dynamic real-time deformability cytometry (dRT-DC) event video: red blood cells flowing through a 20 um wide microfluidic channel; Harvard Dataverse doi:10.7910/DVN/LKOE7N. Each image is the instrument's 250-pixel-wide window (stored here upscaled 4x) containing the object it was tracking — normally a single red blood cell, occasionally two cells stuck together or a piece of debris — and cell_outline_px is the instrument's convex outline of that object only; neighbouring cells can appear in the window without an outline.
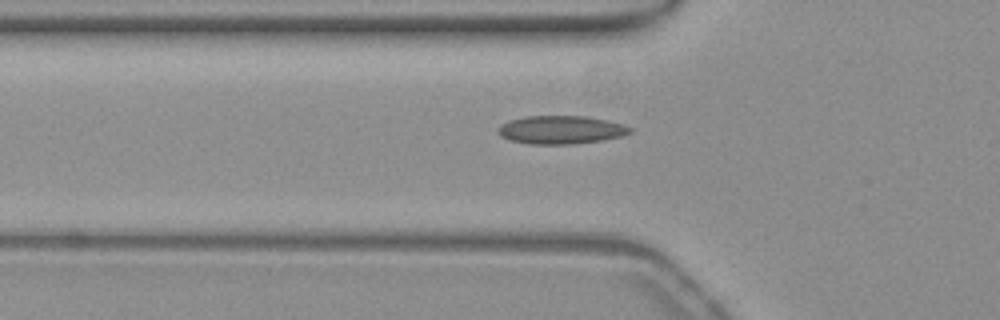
{"species": "common noctule bat (a hibernating species)", "species_latin": "Nyctalus noctula", "temperature_condition": "warm", "stored_images_in_passage": 37, "camera_frame_rate_fps": 3000, "um_per_image_px": 0.085, "animal": {"sex": "female", "body_mass_g": 19.3, "forearm_length_mm": 54.1}, "frame": {"image": 1, "passage_image": 3, "time_ms": 0.667, "image_size_px": [1000, 320], "cell_outline_px": [[632, 132], [620, 136], [604, 140], [572, 144], [528, 144], [508, 140], [500, 136], [496, 132], [496, 128], [500, 124], [508, 120], [524, 116], [588, 116], [608, 120], [624, 124], [632, 128]], "centroid_in_image_um": [47.63, 11.03], "position_along_channel_um": 78.2, "area_um2": 22.14}}
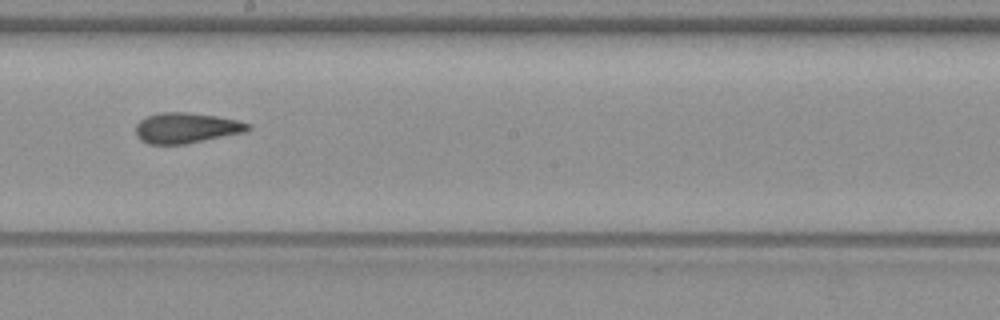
{"frame": {"image": 2, "passage_image": 15, "time_ms": 4.667, "image_size_px": [1000, 320], "cell_outline_px": [[252, 128], [244, 132], [184, 144], [148, 144], [140, 140], [136, 136], [136, 124], [140, 120], [148, 116], [160, 112], [184, 112], [216, 116], [240, 120], [252, 124]], "centroid_in_image_um": [15.84, 10.87], "position_along_channel_um": 232.4, "area_um2": 19.94}}
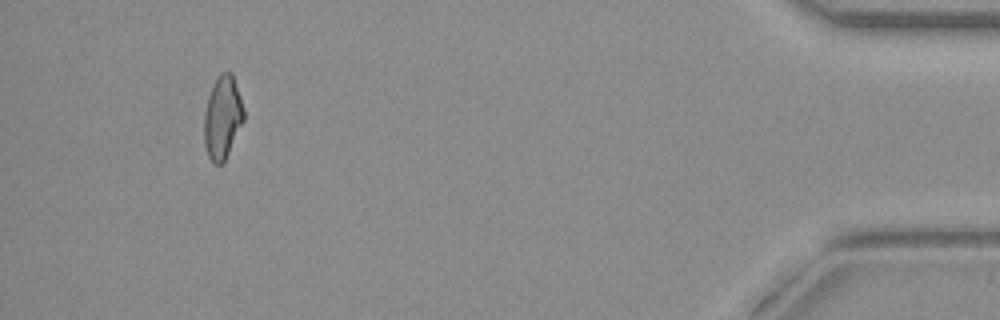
{"frame": {"image": 3, "passage_image": 35, "time_ms": 11.333, "image_size_px": [1000, 320], "cell_outline_px": [[244, 120], [224, 164], [212, 164], [208, 156], [204, 144], [204, 112], [208, 96], [216, 76], [220, 72], [232, 72], [244, 108]], "centroid_in_image_um": [18.91, 10.0], "position_along_channel_um": 416.3, "area_um2": 19.54}, "authors_computed_cell_mechanics": {"area_um2": 19.8832, "velocity_mm_per_s": 3.8456, "shape_relaxation_time_tau1_ms": null, "shape_relaxation_time_tau2_ms": 2.5136, "deformation_change_tau1": null, "deformation_change_tau2": 0.0969}}